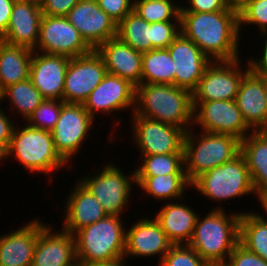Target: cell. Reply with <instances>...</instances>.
<instances>
[{
    "label": "cell",
    "instance_id": "39",
    "mask_svg": "<svg viewBox=\"0 0 267 266\" xmlns=\"http://www.w3.org/2000/svg\"><path fill=\"white\" fill-rule=\"evenodd\" d=\"M180 34V21L152 23V49L167 48Z\"/></svg>",
    "mask_w": 267,
    "mask_h": 266
},
{
    "label": "cell",
    "instance_id": "34",
    "mask_svg": "<svg viewBox=\"0 0 267 266\" xmlns=\"http://www.w3.org/2000/svg\"><path fill=\"white\" fill-rule=\"evenodd\" d=\"M141 166L135 176H158L172 172H185L184 153L142 155Z\"/></svg>",
    "mask_w": 267,
    "mask_h": 266
},
{
    "label": "cell",
    "instance_id": "45",
    "mask_svg": "<svg viewBox=\"0 0 267 266\" xmlns=\"http://www.w3.org/2000/svg\"><path fill=\"white\" fill-rule=\"evenodd\" d=\"M6 114L0 108V142L9 147L16 126L15 124L13 125L14 121L11 118L9 119L10 116Z\"/></svg>",
    "mask_w": 267,
    "mask_h": 266
},
{
    "label": "cell",
    "instance_id": "4",
    "mask_svg": "<svg viewBox=\"0 0 267 266\" xmlns=\"http://www.w3.org/2000/svg\"><path fill=\"white\" fill-rule=\"evenodd\" d=\"M193 133L191 127L184 137V168L190 183L241 153V140L235 136L204 131L199 136Z\"/></svg>",
    "mask_w": 267,
    "mask_h": 266
},
{
    "label": "cell",
    "instance_id": "50",
    "mask_svg": "<svg viewBox=\"0 0 267 266\" xmlns=\"http://www.w3.org/2000/svg\"><path fill=\"white\" fill-rule=\"evenodd\" d=\"M258 202L262 205V208H263L265 215H266L267 214V192H265L263 195H261L258 198ZM265 218L267 219V217H265Z\"/></svg>",
    "mask_w": 267,
    "mask_h": 266
},
{
    "label": "cell",
    "instance_id": "25",
    "mask_svg": "<svg viewBox=\"0 0 267 266\" xmlns=\"http://www.w3.org/2000/svg\"><path fill=\"white\" fill-rule=\"evenodd\" d=\"M96 51L103 58L107 73L126 79L136 87L141 84L143 53L117 37L107 40Z\"/></svg>",
    "mask_w": 267,
    "mask_h": 266
},
{
    "label": "cell",
    "instance_id": "43",
    "mask_svg": "<svg viewBox=\"0 0 267 266\" xmlns=\"http://www.w3.org/2000/svg\"><path fill=\"white\" fill-rule=\"evenodd\" d=\"M188 7L181 6L180 12H202L209 13L215 11L228 10V6L223 0H187Z\"/></svg>",
    "mask_w": 267,
    "mask_h": 266
},
{
    "label": "cell",
    "instance_id": "11",
    "mask_svg": "<svg viewBox=\"0 0 267 266\" xmlns=\"http://www.w3.org/2000/svg\"><path fill=\"white\" fill-rule=\"evenodd\" d=\"M131 114L133 142L140 155L184 153L186 132L182 128Z\"/></svg>",
    "mask_w": 267,
    "mask_h": 266
},
{
    "label": "cell",
    "instance_id": "23",
    "mask_svg": "<svg viewBox=\"0 0 267 266\" xmlns=\"http://www.w3.org/2000/svg\"><path fill=\"white\" fill-rule=\"evenodd\" d=\"M45 223L35 219L0 236V266H31L37 234Z\"/></svg>",
    "mask_w": 267,
    "mask_h": 266
},
{
    "label": "cell",
    "instance_id": "10",
    "mask_svg": "<svg viewBox=\"0 0 267 266\" xmlns=\"http://www.w3.org/2000/svg\"><path fill=\"white\" fill-rule=\"evenodd\" d=\"M94 120L83 104L62 105L58 121L51 133L56 152L67 164L79 152L84 140L88 139Z\"/></svg>",
    "mask_w": 267,
    "mask_h": 266
},
{
    "label": "cell",
    "instance_id": "51",
    "mask_svg": "<svg viewBox=\"0 0 267 266\" xmlns=\"http://www.w3.org/2000/svg\"><path fill=\"white\" fill-rule=\"evenodd\" d=\"M264 91H265V104H266V131H267V77H264Z\"/></svg>",
    "mask_w": 267,
    "mask_h": 266
},
{
    "label": "cell",
    "instance_id": "7",
    "mask_svg": "<svg viewBox=\"0 0 267 266\" xmlns=\"http://www.w3.org/2000/svg\"><path fill=\"white\" fill-rule=\"evenodd\" d=\"M191 187L200 195L217 202L248 196L250 193L256 196L246 160L241 153L197 177Z\"/></svg>",
    "mask_w": 267,
    "mask_h": 266
},
{
    "label": "cell",
    "instance_id": "6",
    "mask_svg": "<svg viewBox=\"0 0 267 266\" xmlns=\"http://www.w3.org/2000/svg\"><path fill=\"white\" fill-rule=\"evenodd\" d=\"M8 156L30 172L52 174L53 171L67 167L54 147L51 131L42 130L25 124L22 128L14 129Z\"/></svg>",
    "mask_w": 267,
    "mask_h": 266
},
{
    "label": "cell",
    "instance_id": "2",
    "mask_svg": "<svg viewBox=\"0 0 267 266\" xmlns=\"http://www.w3.org/2000/svg\"><path fill=\"white\" fill-rule=\"evenodd\" d=\"M192 92L170 84H140L136 87L134 113L182 128L193 124ZM189 127V128H188Z\"/></svg>",
    "mask_w": 267,
    "mask_h": 266
},
{
    "label": "cell",
    "instance_id": "5",
    "mask_svg": "<svg viewBox=\"0 0 267 266\" xmlns=\"http://www.w3.org/2000/svg\"><path fill=\"white\" fill-rule=\"evenodd\" d=\"M120 217L108 215L74 234L78 263L89 264L124 257L126 228Z\"/></svg>",
    "mask_w": 267,
    "mask_h": 266
},
{
    "label": "cell",
    "instance_id": "12",
    "mask_svg": "<svg viewBox=\"0 0 267 266\" xmlns=\"http://www.w3.org/2000/svg\"><path fill=\"white\" fill-rule=\"evenodd\" d=\"M193 107V124L204 132L232 135L240 140L252 132L235 100L193 101Z\"/></svg>",
    "mask_w": 267,
    "mask_h": 266
},
{
    "label": "cell",
    "instance_id": "33",
    "mask_svg": "<svg viewBox=\"0 0 267 266\" xmlns=\"http://www.w3.org/2000/svg\"><path fill=\"white\" fill-rule=\"evenodd\" d=\"M10 100L13 112L27 120L33 111L43 102L44 98L40 91L32 84L30 79L7 86L4 89V100ZM15 108V109H14Z\"/></svg>",
    "mask_w": 267,
    "mask_h": 266
},
{
    "label": "cell",
    "instance_id": "46",
    "mask_svg": "<svg viewBox=\"0 0 267 266\" xmlns=\"http://www.w3.org/2000/svg\"><path fill=\"white\" fill-rule=\"evenodd\" d=\"M15 0H0V37L7 31Z\"/></svg>",
    "mask_w": 267,
    "mask_h": 266
},
{
    "label": "cell",
    "instance_id": "31",
    "mask_svg": "<svg viewBox=\"0 0 267 266\" xmlns=\"http://www.w3.org/2000/svg\"><path fill=\"white\" fill-rule=\"evenodd\" d=\"M239 243L267 261V219L258 212H245L240 218Z\"/></svg>",
    "mask_w": 267,
    "mask_h": 266
},
{
    "label": "cell",
    "instance_id": "53",
    "mask_svg": "<svg viewBox=\"0 0 267 266\" xmlns=\"http://www.w3.org/2000/svg\"><path fill=\"white\" fill-rule=\"evenodd\" d=\"M205 266H224V265H222V264H209V263H207Z\"/></svg>",
    "mask_w": 267,
    "mask_h": 266
},
{
    "label": "cell",
    "instance_id": "13",
    "mask_svg": "<svg viewBox=\"0 0 267 266\" xmlns=\"http://www.w3.org/2000/svg\"><path fill=\"white\" fill-rule=\"evenodd\" d=\"M106 74L105 62L96 50L70 58L62 100L65 103L83 104Z\"/></svg>",
    "mask_w": 267,
    "mask_h": 266
},
{
    "label": "cell",
    "instance_id": "21",
    "mask_svg": "<svg viewBox=\"0 0 267 266\" xmlns=\"http://www.w3.org/2000/svg\"><path fill=\"white\" fill-rule=\"evenodd\" d=\"M173 243L168 239L162 230L159 222L152 218L144 217L126 229L125 253L124 257H152L161 255L159 263L163 256L172 247Z\"/></svg>",
    "mask_w": 267,
    "mask_h": 266
},
{
    "label": "cell",
    "instance_id": "37",
    "mask_svg": "<svg viewBox=\"0 0 267 266\" xmlns=\"http://www.w3.org/2000/svg\"><path fill=\"white\" fill-rule=\"evenodd\" d=\"M207 263L188 244H173L159 266H205Z\"/></svg>",
    "mask_w": 267,
    "mask_h": 266
},
{
    "label": "cell",
    "instance_id": "27",
    "mask_svg": "<svg viewBox=\"0 0 267 266\" xmlns=\"http://www.w3.org/2000/svg\"><path fill=\"white\" fill-rule=\"evenodd\" d=\"M244 156L257 199L267 192V131H252L241 140Z\"/></svg>",
    "mask_w": 267,
    "mask_h": 266
},
{
    "label": "cell",
    "instance_id": "38",
    "mask_svg": "<svg viewBox=\"0 0 267 266\" xmlns=\"http://www.w3.org/2000/svg\"><path fill=\"white\" fill-rule=\"evenodd\" d=\"M238 15L240 30L242 25L253 24L258 26L260 32L267 31V0H248Z\"/></svg>",
    "mask_w": 267,
    "mask_h": 266
},
{
    "label": "cell",
    "instance_id": "52",
    "mask_svg": "<svg viewBox=\"0 0 267 266\" xmlns=\"http://www.w3.org/2000/svg\"><path fill=\"white\" fill-rule=\"evenodd\" d=\"M4 100V88L1 86V83H0V104H1V101L3 102Z\"/></svg>",
    "mask_w": 267,
    "mask_h": 266
},
{
    "label": "cell",
    "instance_id": "40",
    "mask_svg": "<svg viewBox=\"0 0 267 266\" xmlns=\"http://www.w3.org/2000/svg\"><path fill=\"white\" fill-rule=\"evenodd\" d=\"M224 266H267V261L248 251L239 243L229 255Z\"/></svg>",
    "mask_w": 267,
    "mask_h": 266
},
{
    "label": "cell",
    "instance_id": "26",
    "mask_svg": "<svg viewBox=\"0 0 267 266\" xmlns=\"http://www.w3.org/2000/svg\"><path fill=\"white\" fill-rule=\"evenodd\" d=\"M172 202L164 204L154 218L173 244H188L199 215L188 205Z\"/></svg>",
    "mask_w": 267,
    "mask_h": 266
},
{
    "label": "cell",
    "instance_id": "8",
    "mask_svg": "<svg viewBox=\"0 0 267 266\" xmlns=\"http://www.w3.org/2000/svg\"><path fill=\"white\" fill-rule=\"evenodd\" d=\"M99 201L108 215L121 216L130 201L135 172L125 175L121 168L109 163L102 171L79 180Z\"/></svg>",
    "mask_w": 267,
    "mask_h": 266
},
{
    "label": "cell",
    "instance_id": "30",
    "mask_svg": "<svg viewBox=\"0 0 267 266\" xmlns=\"http://www.w3.org/2000/svg\"><path fill=\"white\" fill-rule=\"evenodd\" d=\"M174 61L167 48H156L142 55L141 84L175 86Z\"/></svg>",
    "mask_w": 267,
    "mask_h": 266
},
{
    "label": "cell",
    "instance_id": "41",
    "mask_svg": "<svg viewBox=\"0 0 267 266\" xmlns=\"http://www.w3.org/2000/svg\"><path fill=\"white\" fill-rule=\"evenodd\" d=\"M134 0H97L99 7L118 24L133 11Z\"/></svg>",
    "mask_w": 267,
    "mask_h": 266
},
{
    "label": "cell",
    "instance_id": "35",
    "mask_svg": "<svg viewBox=\"0 0 267 266\" xmlns=\"http://www.w3.org/2000/svg\"><path fill=\"white\" fill-rule=\"evenodd\" d=\"M133 11L148 23L180 21L181 6L173 0H134Z\"/></svg>",
    "mask_w": 267,
    "mask_h": 266
},
{
    "label": "cell",
    "instance_id": "18",
    "mask_svg": "<svg viewBox=\"0 0 267 266\" xmlns=\"http://www.w3.org/2000/svg\"><path fill=\"white\" fill-rule=\"evenodd\" d=\"M44 225L37 234L31 266H73L77 262L74 235Z\"/></svg>",
    "mask_w": 267,
    "mask_h": 266
},
{
    "label": "cell",
    "instance_id": "32",
    "mask_svg": "<svg viewBox=\"0 0 267 266\" xmlns=\"http://www.w3.org/2000/svg\"><path fill=\"white\" fill-rule=\"evenodd\" d=\"M116 37L138 52H148L152 50V23L132 11L117 24Z\"/></svg>",
    "mask_w": 267,
    "mask_h": 266
},
{
    "label": "cell",
    "instance_id": "17",
    "mask_svg": "<svg viewBox=\"0 0 267 266\" xmlns=\"http://www.w3.org/2000/svg\"><path fill=\"white\" fill-rule=\"evenodd\" d=\"M175 67V86L193 92L212 62L200 48L181 33L167 47Z\"/></svg>",
    "mask_w": 267,
    "mask_h": 266
},
{
    "label": "cell",
    "instance_id": "3",
    "mask_svg": "<svg viewBox=\"0 0 267 266\" xmlns=\"http://www.w3.org/2000/svg\"><path fill=\"white\" fill-rule=\"evenodd\" d=\"M224 207H214L204 219L198 216L188 243L209 264L224 265L239 244L240 218L245 212L226 214Z\"/></svg>",
    "mask_w": 267,
    "mask_h": 266
},
{
    "label": "cell",
    "instance_id": "48",
    "mask_svg": "<svg viewBox=\"0 0 267 266\" xmlns=\"http://www.w3.org/2000/svg\"><path fill=\"white\" fill-rule=\"evenodd\" d=\"M228 8L239 11L248 0H223Z\"/></svg>",
    "mask_w": 267,
    "mask_h": 266
},
{
    "label": "cell",
    "instance_id": "54",
    "mask_svg": "<svg viewBox=\"0 0 267 266\" xmlns=\"http://www.w3.org/2000/svg\"><path fill=\"white\" fill-rule=\"evenodd\" d=\"M73 266H84V264L76 262Z\"/></svg>",
    "mask_w": 267,
    "mask_h": 266
},
{
    "label": "cell",
    "instance_id": "47",
    "mask_svg": "<svg viewBox=\"0 0 267 266\" xmlns=\"http://www.w3.org/2000/svg\"><path fill=\"white\" fill-rule=\"evenodd\" d=\"M126 265L127 264L125 263V257H121L119 259H114L110 261L92 262L89 264H84V266H126Z\"/></svg>",
    "mask_w": 267,
    "mask_h": 266
},
{
    "label": "cell",
    "instance_id": "1",
    "mask_svg": "<svg viewBox=\"0 0 267 266\" xmlns=\"http://www.w3.org/2000/svg\"><path fill=\"white\" fill-rule=\"evenodd\" d=\"M180 33L211 61H231L239 54V15L229 8L209 13L180 12Z\"/></svg>",
    "mask_w": 267,
    "mask_h": 266
},
{
    "label": "cell",
    "instance_id": "36",
    "mask_svg": "<svg viewBox=\"0 0 267 266\" xmlns=\"http://www.w3.org/2000/svg\"><path fill=\"white\" fill-rule=\"evenodd\" d=\"M64 103L63 100L44 99L25 123L35 128L51 131L58 121Z\"/></svg>",
    "mask_w": 267,
    "mask_h": 266
},
{
    "label": "cell",
    "instance_id": "49",
    "mask_svg": "<svg viewBox=\"0 0 267 266\" xmlns=\"http://www.w3.org/2000/svg\"><path fill=\"white\" fill-rule=\"evenodd\" d=\"M9 157L8 156V146L5 143H1L0 142V161H2L3 159H7Z\"/></svg>",
    "mask_w": 267,
    "mask_h": 266
},
{
    "label": "cell",
    "instance_id": "24",
    "mask_svg": "<svg viewBox=\"0 0 267 266\" xmlns=\"http://www.w3.org/2000/svg\"><path fill=\"white\" fill-rule=\"evenodd\" d=\"M235 102L252 131H266L264 77L249 70L241 80Z\"/></svg>",
    "mask_w": 267,
    "mask_h": 266
},
{
    "label": "cell",
    "instance_id": "15",
    "mask_svg": "<svg viewBox=\"0 0 267 266\" xmlns=\"http://www.w3.org/2000/svg\"><path fill=\"white\" fill-rule=\"evenodd\" d=\"M66 17L93 50L117 35L116 22L99 7L97 0H80Z\"/></svg>",
    "mask_w": 267,
    "mask_h": 266
},
{
    "label": "cell",
    "instance_id": "16",
    "mask_svg": "<svg viewBox=\"0 0 267 266\" xmlns=\"http://www.w3.org/2000/svg\"><path fill=\"white\" fill-rule=\"evenodd\" d=\"M136 86L130 81L107 73L99 85L83 103L84 108L95 119L97 112L112 115L119 110L135 108ZM96 113V115H95Z\"/></svg>",
    "mask_w": 267,
    "mask_h": 266
},
{
    "label": "cell",
    "instance_id": "9",
    "mask_svg": "<svg viewBox=\"0 0 267 266\" xmlns=\"http://www.w3.org/2000/svg\"><path fill=\"white\" fill-rule=\"evenodd\" d=\"M92 50L66 16H42L39 39L33 51L74 58Z\"/></svg>",
    "mask_w": 267,
    "mask_h": 266
},
{
    "label": "cell",
    "instance_id": "19",
    "mask_svg": "<svg viewBox=\"0 0 267 266\" xmlns=\"http://www.w3.org/2000/svg\"><path fill=\"white\" fill-rule=\"evenodd\" d=\"M70 58L33 51L29 79L44 99L62 100Z\"/></svg>",
    "mask_w": 267,
    "mask_h": 266
},
{
    "label": "cell",
    "instance_id": "44",
    "mask_svg": "<svg viewBox=\"0 0 267 266\" xmlns=\"http://www.w3.org/2000/svg\"><path fill=\"white\" fill-rule=\"evenodd\" d=\"M262 35L266 36L265 45L263 44L264 49H262V57H258V59H249L248 64L250 70L259 76L267 77V31L260 32Z\"/></svg>",
    "mask_w": 267,
    "mask_h": 266
},
{
    "label": "cell",
    "instance_id": "20",
    "mask_svg": "<svg viewBox=\"0 0 267 266\" xmlns=\"http://www.w3.org/2000/svg\"><path fill=\"white\" fill-rule=\"evenodd\" d=\"M42 16L39 2L15 0L7 31L0 39L8 44L34 50L39 39Z\"/></svg>",
    "mask_w": 267,
    "mask_h": 266
},
{
    "label": "cell",
    "instance_id": "28",
    "mask_svg": "<svg viewBox=\"0 0 267 266\" xmlns=\"http://www.w3.org/2000/svg\"><path fill=\"white\" fill-rule=\"evenodd\" d=\"M33 50L0 39V83L7 86L29 79Z\"/></svg>",
    "mask_w": 267,
    "mask_h": 266
},
{
    "label": "cell",
    "instance_id": "29",
    "mask_svg": "<svg viewBox=\"0 0 267 266\" xmlns=\"http://www.w3.org/2000/svg\"><path fill=\"white\" fill-rule=\"evenodd\" d=\"M136 184L144 193L158 201L182 200L185 187H191L186 172H172L158 176H135ZM179 198V199H178Z\"/></svg>",
    "mask_w": 267,
    "mask_h": 266
},
{
    "label": "cell",
    "instance_id": "42",
    "mask_svg": "<svg viewBox=\"0 0 267 266\" xmlns=\"http://www.w3.org/2000/svg\"><path fill=\"white\" fill-rule=\"evenodd\" d=\"M80 0H40V9L43 15L67 16L69 11Z\"/></svg>",
    "mask_w": 267,
    "mask_h": 266
},
{
    "label": "cell",
    "instance_id": "22",
    "mask_svg": "<svg viewBox=\"0 0 267 266\" xmlns=\"http://www.w3.org/2000/svg\"><path fill=\"white\" fill-rule=\"evenodd\" d=\"M65 203L63 230L74 235L78 230L108 216L95 196L77 181Z\"/></svg>",
    "mask_w": 267,
    "mask_h": 266
},
{
    "label": "cell",
    "instance_id": "14",
    "mask_svg": "<svg viewBox=\"0 0 267 266\" xmlns=\"http://www.w3.org/2000/svg\"><path fill=\"white\" fill-rule=\"evenodd\" d=\"M240 62L239 58L231 61H212L192 92L193 101L235 100L241 80L250 70L249 64L247 69L242 70Z\"/></svg>",
    "mask_w": 267,
    "mask_h": 266
}]
</instances>
